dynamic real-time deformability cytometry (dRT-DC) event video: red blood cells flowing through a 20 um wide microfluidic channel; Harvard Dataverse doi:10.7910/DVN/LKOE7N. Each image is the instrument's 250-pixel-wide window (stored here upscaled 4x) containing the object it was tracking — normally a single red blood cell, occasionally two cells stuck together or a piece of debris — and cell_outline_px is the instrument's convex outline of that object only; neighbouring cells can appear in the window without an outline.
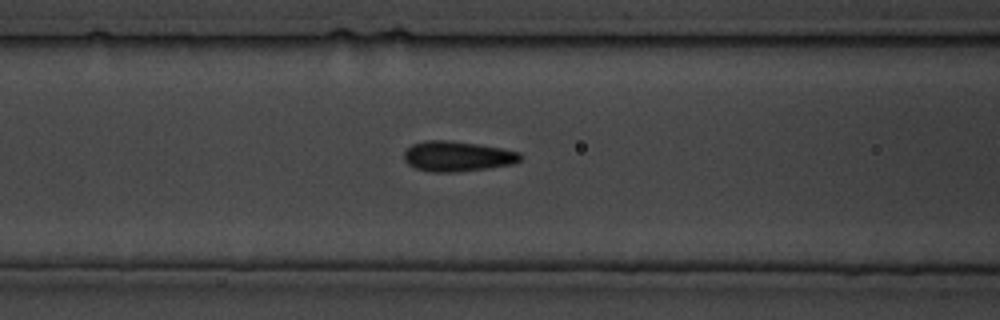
{"species": "common noctule bat (a hibernating species)", "species_latin": "Nyctalus noctula", "temperature_condition": "cold", "stored_images_in_passage": 33, "camera_frame_rate_fps": 3000, "um_per_image_px": 0.085, "animal": {"sex": "male", "body_mass_g": 19.5, "forearm_length_mm": 54.6}, "frame": {"image": 1, "passage_image": 15, "time_ms": 17.0, "image_size_px": [1000, 320], "cell_outline_px": [[524, 156], [520, 160], [512, 164], [488, 168], [452, 172], [432, 172], [416, 168], [408, 164], [404, 160], [404, 152], [412, 144], [424, 140], [448, 140], [476, 144], [500, 148], [520, 152]], "centroid_in_image_um": [38.87, 13.28], "position_along_channel_um": 127.7, "area_um2": 20.4}}
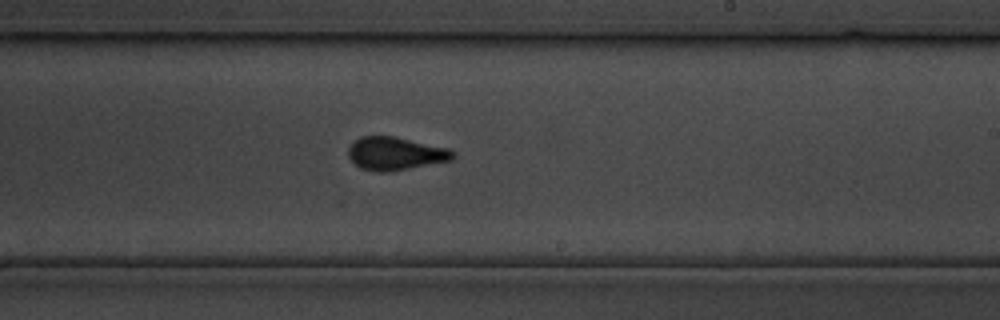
{"frame": {"image": 2, "passage_image": 21, "time_ms": 25.0, "image_size_px": [1000, 320], "cell_outline_px": [[456, 156], [452, 160], [388, 172], [376, 172], [360, 168], [348, 156], [348, 148], [360, 136], [396, 136], [448, 148], [456, 152]], "centroid_in_image_um": [33.63, 13.05], "position_along_channel_um": 255.4, "area_um2": 20.23}}
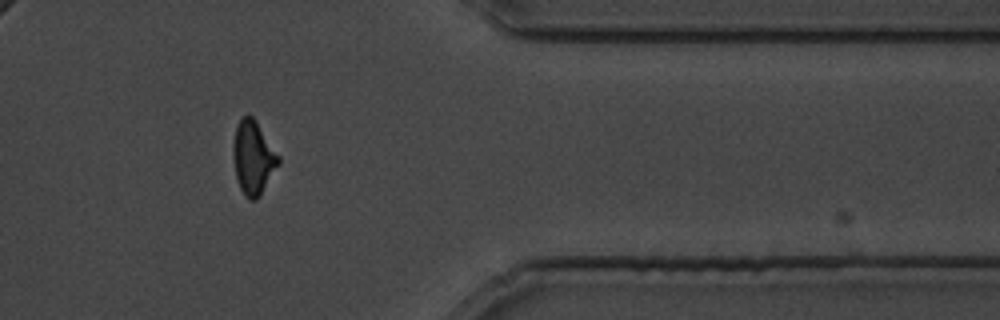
{"frame": {"image": 3, "passage_image": 29, "time_ms": 34.333, "image_size_px": [1000, 320], "cell_outline_px": [[280, 164], [260, 196], [256, 200], [248, 200], [244, 196], [240, 188], [236, 176], [232, 156], [232, 148], [236, 124], [244, 116], [252, 116], [256, 120], [280, 156]], "centroid_in_image_um": [21.53, 13.42], "position_along_channel_um": 389.9, "area_um2": 19.71}}